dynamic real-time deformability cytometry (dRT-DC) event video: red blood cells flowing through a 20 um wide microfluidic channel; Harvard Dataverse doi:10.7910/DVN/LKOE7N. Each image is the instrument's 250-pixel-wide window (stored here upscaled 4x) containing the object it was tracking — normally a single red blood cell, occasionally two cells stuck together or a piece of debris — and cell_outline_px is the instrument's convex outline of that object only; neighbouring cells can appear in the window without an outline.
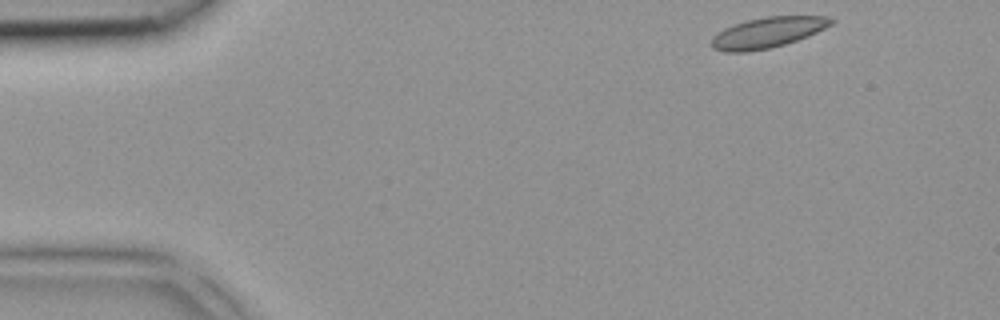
{"species": "common noctule bat (a hibernating species)", "species_latin": "Nyctalus noctula", "temperature_condition": "room temperature", "stored_images_in_passage": 3, "camera_frame_rate_fps": 3000, "um_per_image_px": 0.085, "animal": {"sex": "female", "body_mass_g": 18.4}, "frame": {"image": 1, "passage_image": 1, "time_ms": 0.0, "image_size_px": [1000, 320], "cell_outline_px": [[836, 20], [832, 24], [808, 36], [784, 44], [768, 48], [748, 52], [724, 52], [712, 48], [712, 36], [724, 28], [748, 20], [764, 16], [828, 16]], "centroid_in_image_um": [65.24, 2.76], "position_along_channel_um": 19.8, "area_um2": 21.21}}
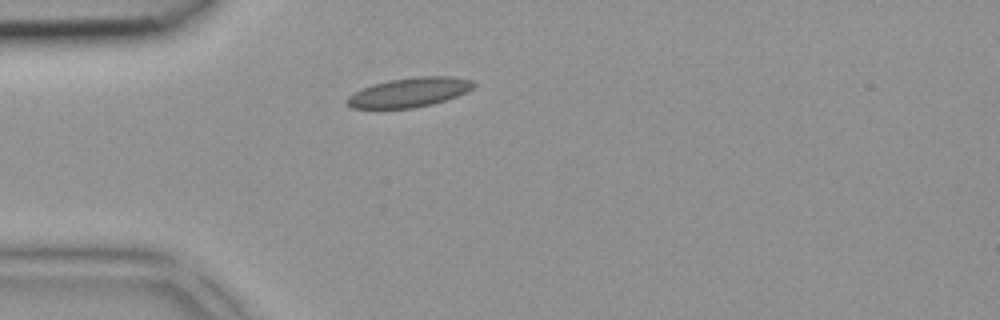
{"frame": {"image": 2, "passage_image": 3, "time_ms": 0.667, "image_size_px": [1000, 320], "cell_outline_px": [[476, 84], [472, 88], [456, 96], [432, 104], [412, 108], [352, 108], [344, 104], [344, 100], [348, 96], [372, 84], [388, 80], [416, 76], [452, 76], [472, 80]], "centroid_in_image_um": [34.76, 7.84], "position_along_channel_um": 50.2, "area_um2": 21.62}}